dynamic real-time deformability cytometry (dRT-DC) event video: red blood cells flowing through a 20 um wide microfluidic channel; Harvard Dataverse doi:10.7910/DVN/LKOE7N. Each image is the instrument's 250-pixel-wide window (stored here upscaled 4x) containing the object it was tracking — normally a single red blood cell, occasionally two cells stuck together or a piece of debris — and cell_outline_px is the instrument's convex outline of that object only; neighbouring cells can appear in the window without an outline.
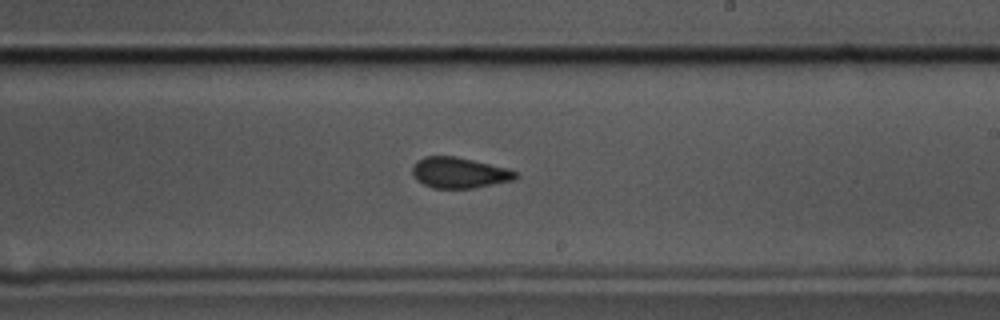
{"species": "common noctule bat (a hibernating species)", "species_latin": "Nyctalus noctula", "temperature_condition": "cold", "stored_images_in_passage": 46, "camera_frame_rate_fps": 3000, "um_per_image_px": 0.085, "animal": {"sex": "male", "body_mass_g": 17.5, "forearm_length_mm": 52.3}, "frame": {"image": 1, "passage_image": 23, "time_ms": 7.333, "image_size_px": [1000, 320], "cell_outline_px": [[520, 176], [516, 180], [472, 188], [432, 188], [416, 180], [412, 172], [412, 168], [416, 160], [424, 156], [456, 156], [508, 168], [516, 172]], "centroid_in_image_um": [39.05, 14.68], "position_along_channel_um": 250.0, "area_um2": 18.67}}
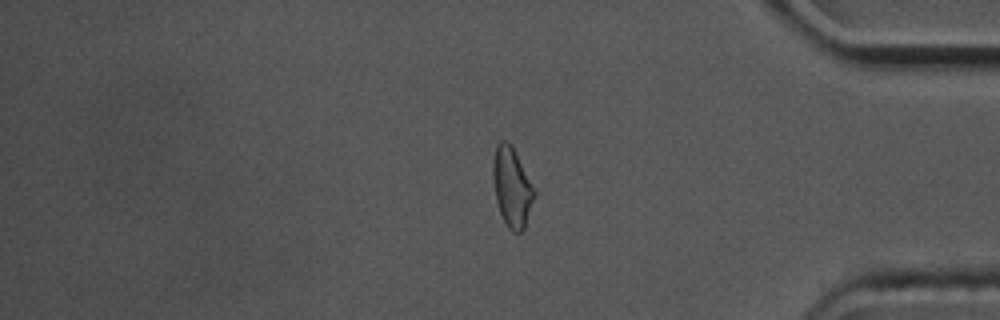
{"frame": {"image": 2, "passage_image": 37, "time_ms": 12.0, "image_size_px": [1000, 320], "cell_outline_px": [[536, 192], [524, 228], [520, 232], [512, 232], [508, 228], [500, 212], [496, 200], [492, 176], [492, 164], [496, 144], [500, 140], [508, 140], [512, 144]], "centroid_in_image_um": [43.49, 15.86], "position_along_channel_um": 391.7, "area_um2": 19.13}}
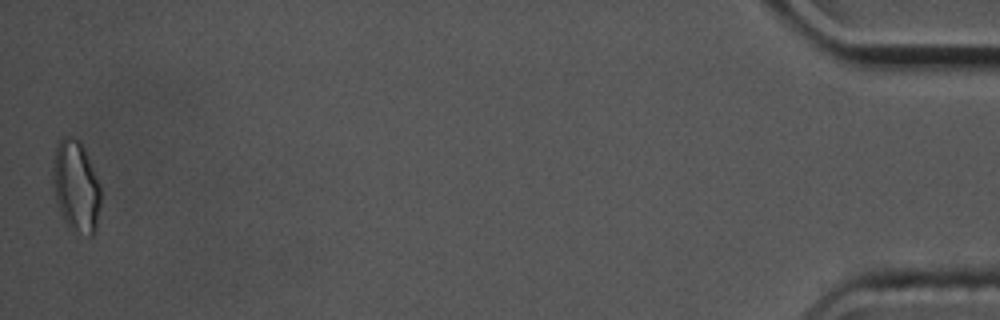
{"frame": {"image": 3, "passage_image": 46, "time_ms": 15.0, "image_size_px": [1000, 320], "cell_outline_px": [[100, 204], [96, 232], [92, 236], [88, 236], [72, 232], [64, 220], [56, 204], [52, 184], [52, 164], [56, 148], [60, 140], [64, 136], [72, 136], [80, 140], [84, 148], [100, 184]], "centroid_in_image_um": [6.45, 15.88], "position_along_channel_um": 428.7, "area_um2": 26.01}, "authors_computed_cell_mechanics": {"area_um2": 19.1607, "velocity_mm_per_s": 3.5728, "shape_relaxation_time_tau1_ms": null, "shape_relaxation_time_tau2_ms": 1.6405, "deformation_change_tau1": null, "deformation_change_tau2": 0.0872}}